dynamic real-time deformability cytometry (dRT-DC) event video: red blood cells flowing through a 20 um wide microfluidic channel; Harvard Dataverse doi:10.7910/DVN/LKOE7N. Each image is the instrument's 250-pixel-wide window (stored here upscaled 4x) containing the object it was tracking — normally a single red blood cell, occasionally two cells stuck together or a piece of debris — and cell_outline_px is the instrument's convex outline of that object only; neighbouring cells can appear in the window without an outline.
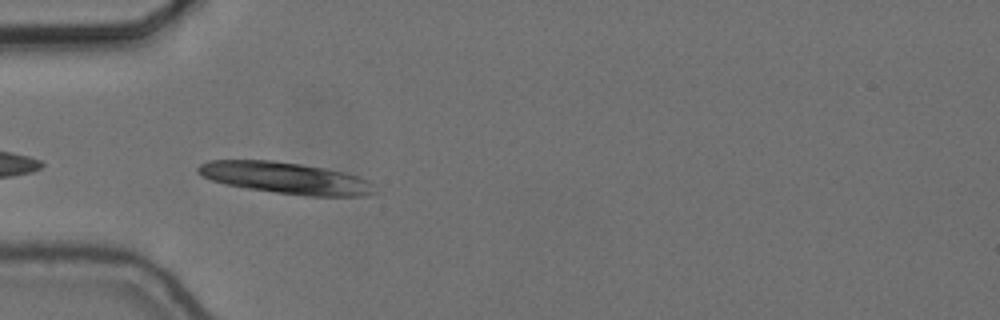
{"species": "common noctule bat (a hibernating species)", "species_latin": "Nyctalus noctula", "temperature_condition": "cold", "stored_images_in_passage": 26, "camera_frame_rate_fps": 3000, "um_per_image_px": 0.085, "animal": {"sex": "female", "body_mass_g": 24.6, "forearm_length_mm": 56.2}, "frame": {"image": 1, "passage_image": 2, "time_ms": 0.333, "image_size_px": [1000, 320], "cell_outline_px": [[376, 192], [368, 196], [308, 196], [276, 192], [248, 188], [224, 184], [212, 180], [196, 172], [196, 168], [200, 164], [208, 160], [272, 160], [300, 164], [324, 168], [344, 172], [368, 180], [372, 184]], "centroid_in_image_um": [24.27, 15.13], "position_along_channel_um": 60.7, "area_um2": 32.37}}